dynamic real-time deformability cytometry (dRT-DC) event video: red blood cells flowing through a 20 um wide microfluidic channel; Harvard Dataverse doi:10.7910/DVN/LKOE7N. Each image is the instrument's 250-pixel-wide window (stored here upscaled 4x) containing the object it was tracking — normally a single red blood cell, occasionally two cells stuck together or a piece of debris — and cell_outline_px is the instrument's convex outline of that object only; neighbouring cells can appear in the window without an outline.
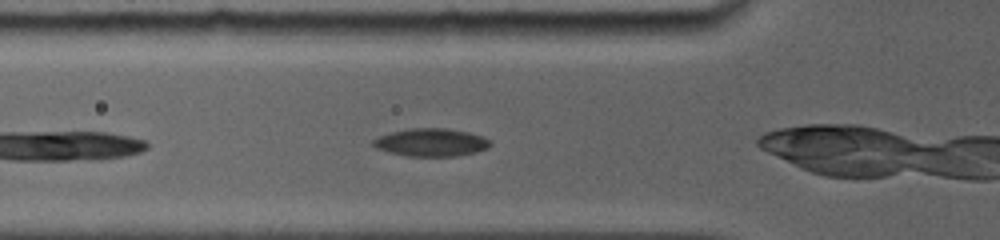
{"species": "common noctule bat (a hibernating species)", "species_latin": "Nyctalus noctula", "temperature_condition": "room temperature", "stored_images_in_passage": 30, "camera_frame_rate_fps": 5000, "um_per_image_px": 0.085, "animal": {"sex": "female", "body_mass_g": 19.0, "forearm_length_mm": 56.7}, "frame": {"image": 1, "passage_image": 10, "time_ms": 1.4, "image_size_px": [1000, 240], "cell_outline_px": [[492, 144], [488, 148], [476, 152], [456, 156], [408, 156], [388, 152], [376, 148], [372, 144], [372, 140], [380, 136], [392, 132], [412, 128], [448, 128], [468, 132], [484, 136], [492, 140]], "centroid_in_image_um": [36.69, 12.1], "position_along_channel_um": 89.1, "area_um2": 19.13}}